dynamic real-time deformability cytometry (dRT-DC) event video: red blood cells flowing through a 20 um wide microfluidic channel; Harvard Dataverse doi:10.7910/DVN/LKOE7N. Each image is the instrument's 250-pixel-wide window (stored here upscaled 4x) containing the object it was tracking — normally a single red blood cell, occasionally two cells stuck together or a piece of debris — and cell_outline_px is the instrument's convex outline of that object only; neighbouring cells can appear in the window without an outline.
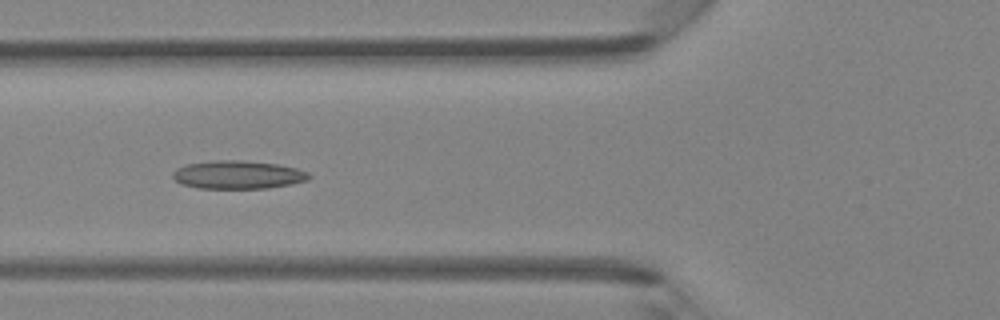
{"species": "Egyptian fruit bat (a non-hibernating species)", "species_latin": "Rousettus aegyptiacus", "temperature_condition": "room temperature", "stored_images_in_passage": 4, "camera_frame_rate_fps": 3000, "um_per_image_px": 0.085, "animal": {"sex": "female"}, "frame": {"image": 1, "passage_image": 4, "time_ms": 1.0, "image_size_px": [1000, 320], "cell_outline_px": [[312, 176], [308, 180], [292, 184], [268, 188], [196, 188], [180, 184], [172, 176], [172, 172], [176, 168], [188, 164], [212, 160], [240, 160], [276, 164], [296, 168], [308, 172]], "centroid_in_image_um": [20.21, 14.86], "position_along_channel_um": 105.6, "area_um2": 22.48}}